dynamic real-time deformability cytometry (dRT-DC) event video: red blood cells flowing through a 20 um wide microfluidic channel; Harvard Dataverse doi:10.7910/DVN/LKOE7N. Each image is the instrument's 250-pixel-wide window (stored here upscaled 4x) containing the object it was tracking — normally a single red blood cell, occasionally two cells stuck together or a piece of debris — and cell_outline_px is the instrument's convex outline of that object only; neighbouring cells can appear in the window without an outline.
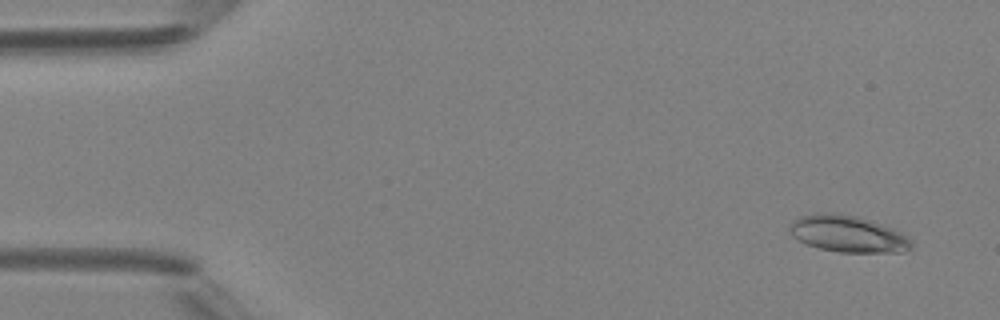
{"species": "Egyptian fruit bat (a non-hibernating species)", "species_latin": "Rousettus aegyptiacus", "temperature_condition": "room temperature", "stored_images_in_passage": 4, "camera_frame_rate_fps": 3000, "um_per_image_px": 0.085, "animal": {"sex": "female"}, "frame": {"image": 1, "passage_image": 1, "time_ms": 0.0, "image_size_px": [1000, 320], "cell_outline_px": [[912, 248], [904, 252], [840, 252], [820, 248], [804, 244], [792, 236], [788, 228], [788, 224], [792, 220], [800, 216], [816, 212], [832, 212], [860, 216], [896, 228], [908, 236], [912, 240]], "centroid_in_image_um": [72.07, 19.86], "position_along_channel_um": 12.9, "area_um2": 26.76}}